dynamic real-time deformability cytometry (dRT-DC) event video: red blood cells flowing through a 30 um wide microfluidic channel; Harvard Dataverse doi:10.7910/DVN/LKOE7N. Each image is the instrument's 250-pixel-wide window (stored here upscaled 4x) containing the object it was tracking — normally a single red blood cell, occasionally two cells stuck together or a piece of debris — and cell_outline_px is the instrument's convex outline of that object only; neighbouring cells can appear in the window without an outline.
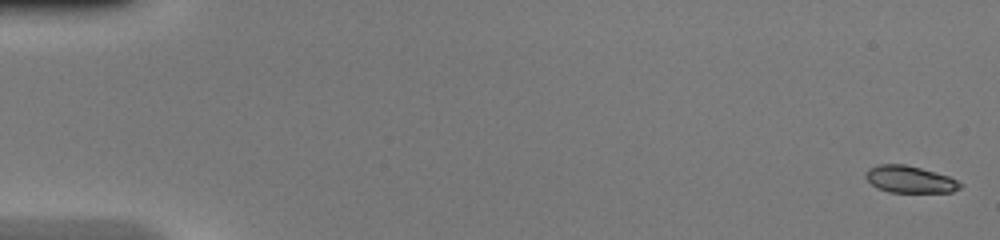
{"species": "common noctule bat (a hibernating species)", "species_latin": "Nyctalus noctula", "temperature_condition": "warm", "stored_images_in_passage": 49, "camera_frame_rate_fps": 3000, "um_per_image_px": 0.085, "animal": {"sex": "female", "body_mass_g": 20.0, "forearm_length_mm": 54.0}, "frame": {"image": 1, "passage_image": 1, "time_ms": 0.0, "image_size_px": [1000, 240], "cell_outline_px": [[964, 184], [960, 188], [952, 192], [888, 192], [876, 188], [864, 176], [864, 172], [868, 168], [876, 164], [904, 164], [920, 168], [948, 176]], "centroid_in_image_um": [77.29, 15.24], "position_along_channel_um": 7.7, "area_um2": 14.91}}
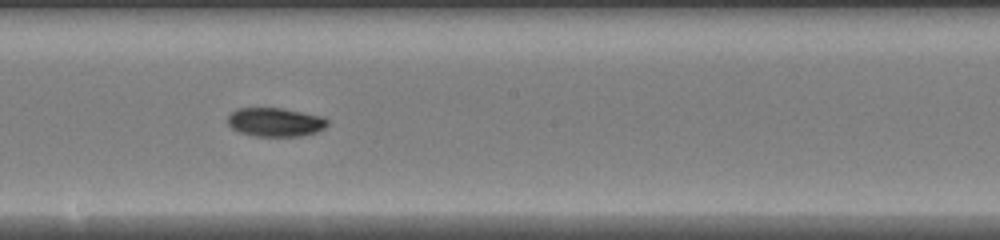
{"frame": {"image": 2, "passage_image": 28, "time_ms": 9.0, "image_size_px": [1000, 240], "cell_outline_px": [[328, 124], [324, 128], [316, 132], [300, 136], [252, 136], [236, 132], [228, 124], [228, 116], [236, 108], [280, 108], [324, 116], [328, 120]], "centroid_in_image_um": [23.38, 10.38], "position_along_channel_um": 224.8, "area_um2": 16.88}}
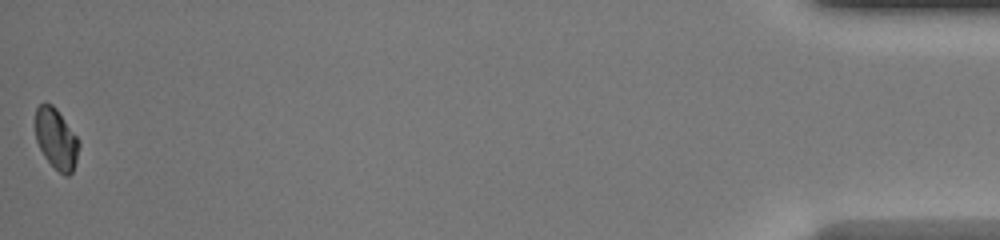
{"frame": {"image": 3, "passage_image": 49, "time_ms": 16.0, "image_size_px": [1000, 240], "cell_outline_px": [[80, 144], [76, 160], [72, 172], [68, 176], [64, 176], [44, 156], [36, 140], [36, 108], [44, 100], [52, 104], [56, 108], [80, 140]], "centroid_in_image_um": [4.79, 11.77], "position_along_channel_um": 430.4, "area_um2": 15.37}, "authors_computed_cell_mechanics": {"area_um2": 16.2418, "velocity_mm_per_s": 4.2718, "shape_relaxation_time_tau1_ms": 8.4806, "shape_relaxation_time_tau2_ms": 5.8859, "deformation_change_tau1": 0.1936, "deformation_change_tau2": 0.0702}}